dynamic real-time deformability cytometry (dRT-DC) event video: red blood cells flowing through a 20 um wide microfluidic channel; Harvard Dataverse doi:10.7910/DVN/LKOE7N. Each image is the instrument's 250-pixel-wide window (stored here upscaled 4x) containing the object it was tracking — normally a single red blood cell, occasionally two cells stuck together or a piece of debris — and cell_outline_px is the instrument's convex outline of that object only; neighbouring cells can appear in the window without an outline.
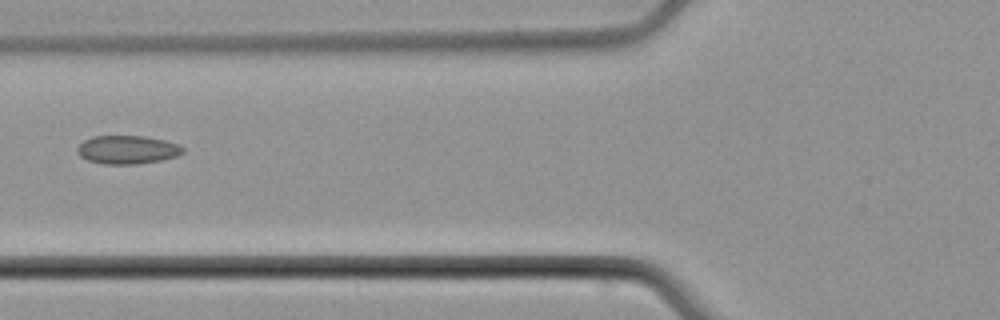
{"species": "common noctule bat (a hibernating species)", "species_latin": "Nyctalus noctula", "temperature_condition": "cold", "stored_images_in_passage": 5, "camera_frame_rate_fps": 3000, "um_per_image_px": 0.085, "animal": {"sex": "male", "body_mass_g": 21.5, "forearm_length_mm": 52.0}, "frame": {"image": 1, "passage_image": 4, "time_ms": 4.667, "image_size_px": [1000, 320], "cell_outline_px": [[184, 152], [176, 156], [160, 160], [136, 164], [104, 164], [88, 160], [80, 156], [76, 152], [76, 148], [84, 140], [92, 136], [144, 136], [164, 140], [180, 144], [184, 148]], "centroid_in_image_um": [10.82, 12.72], "position_along_channel_um": 115.0, "area_um2": 17.51}}
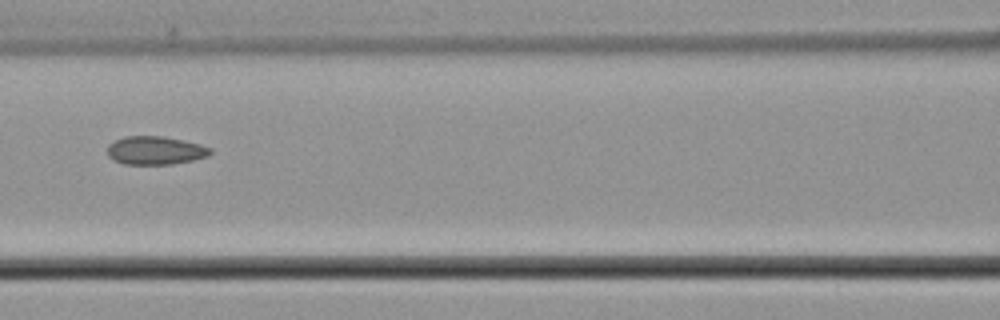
{"frame": {"image": 2, "passage_image": 5, "time_ms": 5.667, "image_size_px": [1000, 320], "cell_outline_px": [[212, 152], [208, 156], [192, 160], [172, 164], [124, 164], [112, 160], [108, 156], [108, 144], [124, 136], [164, 136], [184, 140], [200, 144], [212, 148]], "centroid_in_image_um": [13.2, 12.78], "position_along_channel_um": 153.4, "area_um2": 17.11}}